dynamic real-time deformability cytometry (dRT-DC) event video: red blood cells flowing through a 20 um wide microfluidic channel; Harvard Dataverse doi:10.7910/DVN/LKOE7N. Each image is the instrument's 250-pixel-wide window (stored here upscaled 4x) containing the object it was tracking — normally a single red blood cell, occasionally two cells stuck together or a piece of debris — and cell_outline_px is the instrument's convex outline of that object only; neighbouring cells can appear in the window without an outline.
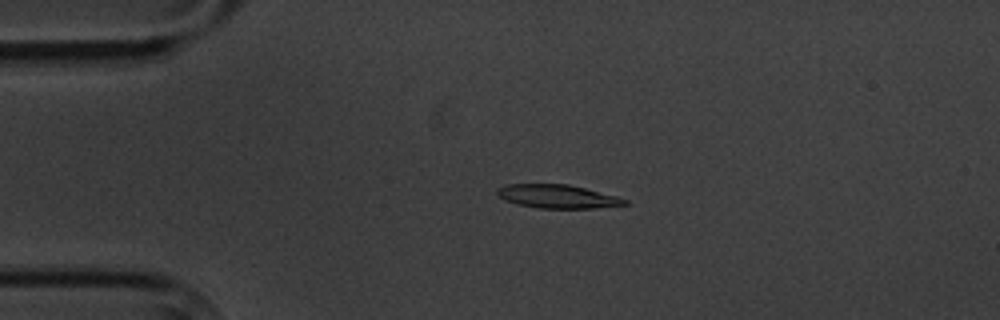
{"species": "common noctule bat (a hibernating species)", "species_latin": "Nyctalus noctula", "temperature_condition": "cold", "stored_images_in_passage": 4, "camera_frame_rate_fps": 3000, "um_per_image_px": 0.085, "animal": {"sex": "male", "body_mass_g": 20.1, "forearm_length_mm": 53.5}, "frame": {"image": 1, "passage_image": 3, "time_ms": 2.333, "image_size_px": [1000, 320], "cell_outline_px": [[628, 204], [592, 208], [540, 208], [516, 204], [504, 200], [496, 196], [496, 188], [508, 184], [568, 184], [616, 196], [628, 200]], "centroid_in_image_um": [47.32, 16.69], "position_along_channel_um": 37.7, "area_um2": 17.46}}